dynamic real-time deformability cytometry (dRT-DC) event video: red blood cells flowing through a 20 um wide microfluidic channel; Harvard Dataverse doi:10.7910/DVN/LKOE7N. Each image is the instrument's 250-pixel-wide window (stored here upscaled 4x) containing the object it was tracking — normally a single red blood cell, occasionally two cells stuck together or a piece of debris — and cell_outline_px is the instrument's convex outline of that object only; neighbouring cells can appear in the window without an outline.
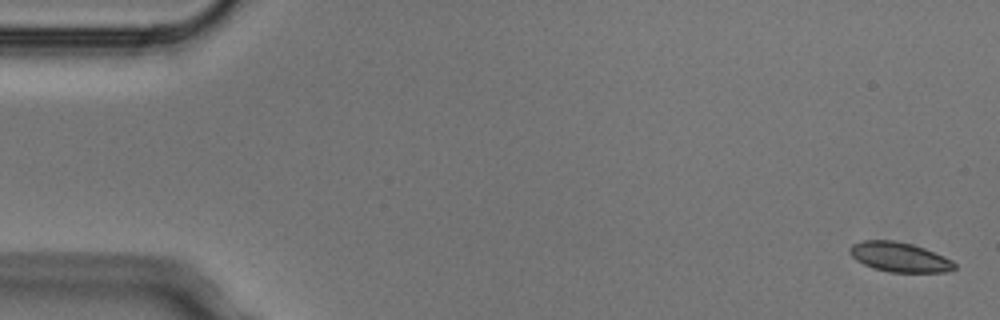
{"species": "Egyptian fruit bat (a non-hibernating species)", "species_latin": "Rousettus aegyptiacus", "temperature_condition": "cold", "stored_images_in_passage": 5, "segment_of_instrument_passage": [2, 2], "camera_frame_rate_fps": 3000, "um_per_image_px": 0.085, "animal": {"sex": "male"}, "frame": {"image": 1, "passage_image": 5, "time_ms": 1.333, "image_size_px": [1000, 320], "cell_outline_px": [[956, 268], [948, 272], [892, 272], [872, 268], [856, 260], [848, 252], [848, 248], [852, 244], [864, 240], [896, 240], [912, 244], [924, 248], [944, 256], [952, 260], [956, 264]], "centroid_in_image_um": [76.45, 21.85], "position_along_channel_um": 8.6, "area_um2": 18.21}}